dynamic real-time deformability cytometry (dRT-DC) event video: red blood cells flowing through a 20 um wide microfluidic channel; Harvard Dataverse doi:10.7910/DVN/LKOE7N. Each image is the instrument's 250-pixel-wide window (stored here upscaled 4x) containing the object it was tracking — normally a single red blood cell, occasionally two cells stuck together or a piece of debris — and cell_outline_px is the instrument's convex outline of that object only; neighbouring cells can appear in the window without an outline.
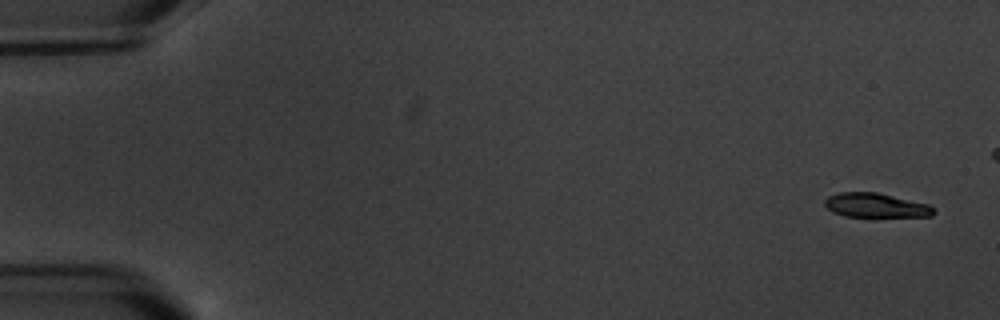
{"species": "common noctule bat (a hibernating species)", "species_latin": "Nyctalus noctula", "temperature_condition": "warm", "stored_images_in_passage": 15, "camera_frame_rate_fps": 3000, "um_per_image_px": 0.085, "animal": {"sex": "male", "body_mass_g": 20.1, "forearm_length_mm": 53.5}, "frame": {"image": 1, "passage_image": 1, "time_ms": 0.0, "image_size_px": [1000, 320], "cell_outline_px": [[936, 212], [932, 216], [844, 216], [832, 212], [824, 204], [824, 200], [828, 196], [840, 192], [876, 192], [928, 204]], "centroid_in_image_um": [74.4, 17.45], "position_along_channel_um": 10.6, "area_um2": 15.2}}
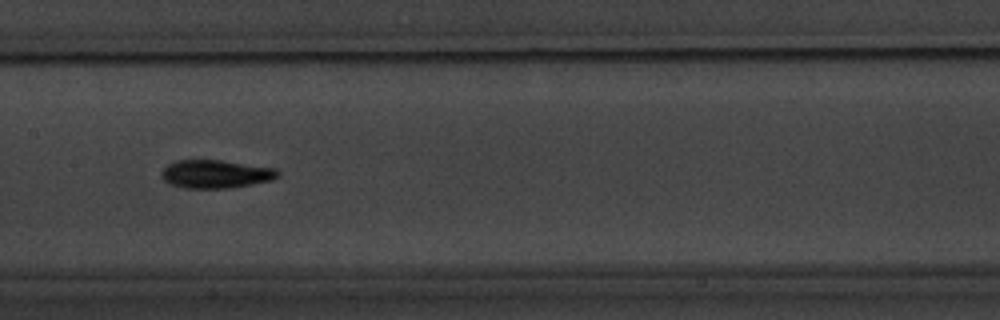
{"frame": {"image": 2, "passage_image": 9, "time_ms": 9.333, "image_size_px": [1000, 320], "cell_outline_px": [[280, 176], [272, 180], [252, 184], [228, 188], [184, 188], [168, 184], [160, 176], [160, 172], [168, 164], [176, 160], [220, 160], [276, 168], [280, 172]], "centroid_in_image_um": [18.32, 14.79], "position_along_channel_um": 189.1, "area_um2": 19.31}}
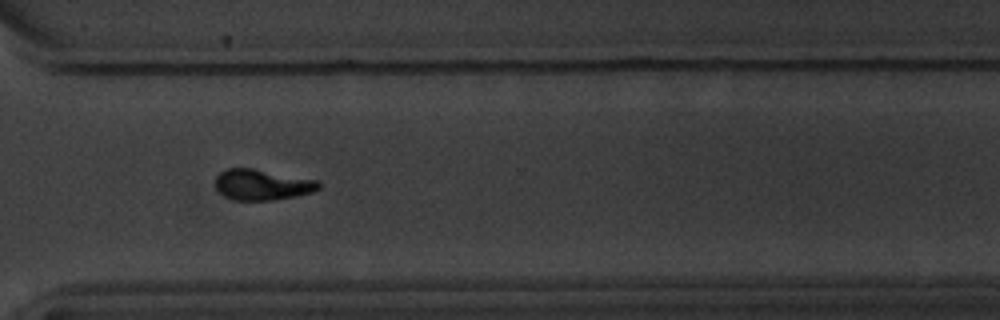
{"frame": {"image": 3, "passage_image": 13, "time_ms": 14.0, "image_size_px": [1000, 320], "cell_outline_px": [[320, 188], [312, 192], [296, 196], [272, 200], [236, 200], [224, 196], [216, 188], [216, 176], [220, 172], [228, 168], [252, 168], [320, 180]], "centroid_in_image_um": [22.31, 15.69], "position_along_channel_um": 348.3, "area_um2": 18.55}}